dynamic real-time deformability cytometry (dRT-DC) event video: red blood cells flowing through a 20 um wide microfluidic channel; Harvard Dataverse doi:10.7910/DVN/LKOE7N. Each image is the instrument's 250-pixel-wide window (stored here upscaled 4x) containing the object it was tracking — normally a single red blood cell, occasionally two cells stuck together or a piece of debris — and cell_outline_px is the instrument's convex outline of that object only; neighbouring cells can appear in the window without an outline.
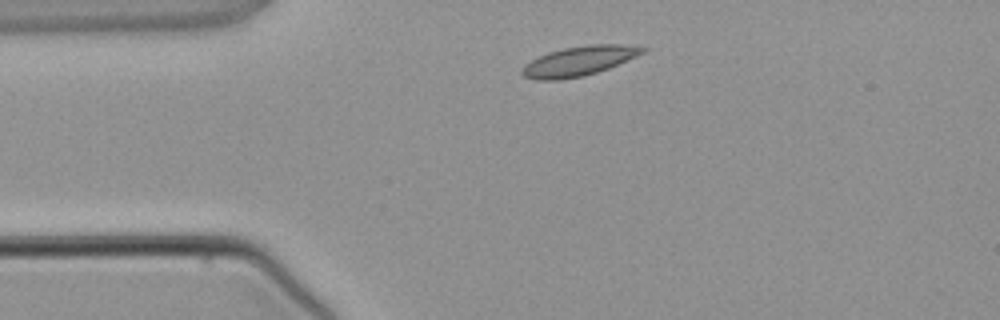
{"species": "common noctule bat (a hibernating species)", "species_latin": "Nyctalus noctula", "temperature_condition": "warm", "stored_images_in_passage": 2, "camera_frame_rate_fps": 3000, "um_per_image_px": 0.085, "animal": {"sex": "male", "body_mass_g": 21.5, "forearm_length_mm": 52.0}, "frame": {"image": 1, "passage_image": 1, "time_ms": 0.0, "image_size_px": [1000, 320], "cell_outline_px": [[648, 48], [644, 52], [636, 56], [608, 68], [596, 72], [580, 76], [556, 80], [536, 80], [524, 76], [520, 72], [524, 64], [548, 52], [564, 48], [588, 44], [624, 44]], "centroid_in_image_um": [49.19, 5.18], "position_along_channel_um": 35.8, "area_um2": 20.52}}
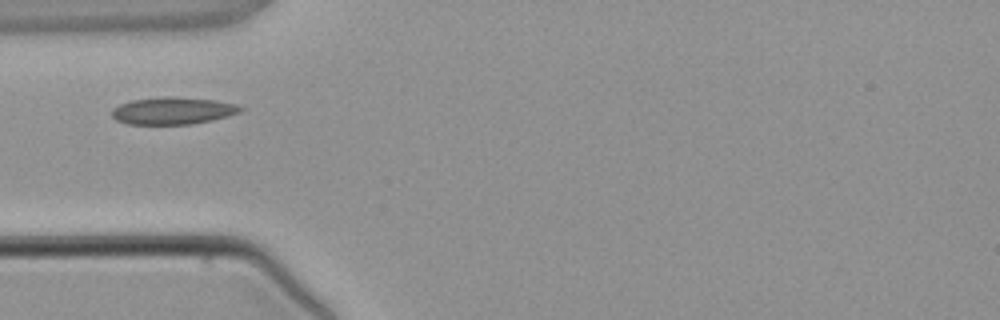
{"frame": {"image": 2, "passage_image": 2, "time_ms": 1.333, "image_size_px": [1000, 320], "cell_outline_px": [[244, 108], [240, 112], [228, 116], [212, 120], [192, 124], [128, 124], [116, 120], [112, 116], [112, 108], [120, 104], [132, 100], [164, 96], [216, 100], [236, 104]], "centroid_in_image_um": [14.69, 9.41], "position_along_channel_um": 70.3, "area_um2": 20.35}}